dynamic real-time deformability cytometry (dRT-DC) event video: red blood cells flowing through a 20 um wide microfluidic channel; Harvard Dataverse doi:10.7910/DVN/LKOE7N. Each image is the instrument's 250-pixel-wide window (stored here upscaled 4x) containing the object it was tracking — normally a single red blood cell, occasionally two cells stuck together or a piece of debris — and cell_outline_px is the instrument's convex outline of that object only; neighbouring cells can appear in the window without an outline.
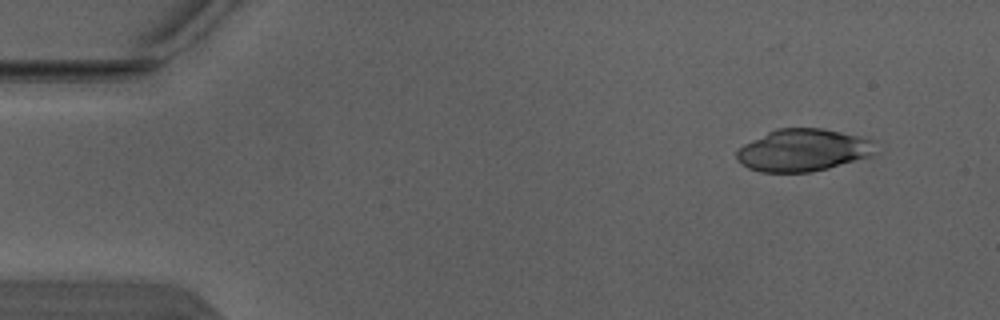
{"species": "Egyptian fruit bat (a non-hibernating species)", "species_latin": "Rousettus aegyptiacus", "temperature_condition": "warm", "stored_images_in_passage": 4, "camera_frame_rate_fps": 3000, "um_per_image_px": 0.085, "animal": {"sex": "male"}, "frame": {"image": 1, "passage_image": 2, "time_ms": 0.333, "image_size_px": [1000, 320], "cell_outline_px": [[880, 140], [872, 156], [828, 168], [808, 172], [760, 172], [748, 168], [736, 160], [736, 152], [744, 144], [776, 128], [824, 128]], "centroid_in_image_um": [68.33, 12.75], "position_along_channel_um": 16.7, "area_um2": 34.62}}